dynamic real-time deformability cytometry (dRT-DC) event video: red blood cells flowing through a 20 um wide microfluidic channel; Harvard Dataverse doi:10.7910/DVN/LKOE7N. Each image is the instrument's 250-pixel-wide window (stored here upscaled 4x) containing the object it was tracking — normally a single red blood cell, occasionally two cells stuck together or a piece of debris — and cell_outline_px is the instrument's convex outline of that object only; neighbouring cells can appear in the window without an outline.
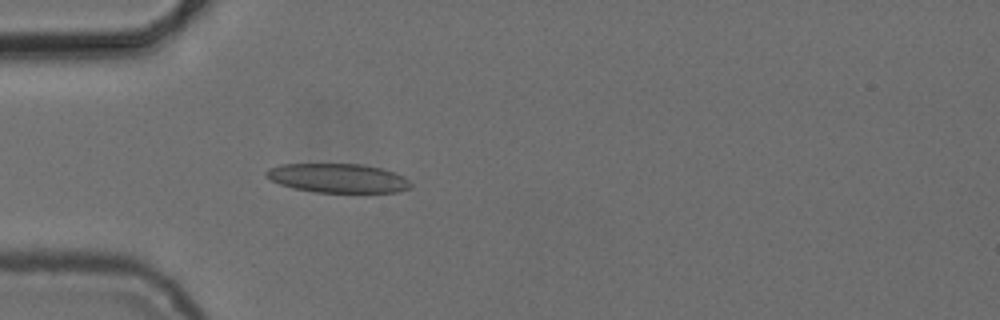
{"species": "common noctule bat (a hibernating species)", "species_latin": "Nyctalus noctula", "temperature_condition": "cold", "stored_images_in_passage": 4, "camera_frame_rate_fps": 3000, "um_per_image_px": 0.085, "animal": {"sex": "female", "body_mass_g": 24.6, "forearm_length_mm": 56.2}, "frame": {"image": 1, "passage_image": 4, "time_ms": 3.667, "image_size_px": [1000, 320], "cell_outline_px": [[412, 184], [408, 188], [396, 192], [316, 192], [296, 188], [280, 184], [264, 176], [264, 172], [268, 168], [280, 164], [360, 164], [380, 168], [404, 176]], "centroid_in_image_um": [28.68, 15.13], "position_along_channel_um": 56.3, "area_um2": 24.28}}